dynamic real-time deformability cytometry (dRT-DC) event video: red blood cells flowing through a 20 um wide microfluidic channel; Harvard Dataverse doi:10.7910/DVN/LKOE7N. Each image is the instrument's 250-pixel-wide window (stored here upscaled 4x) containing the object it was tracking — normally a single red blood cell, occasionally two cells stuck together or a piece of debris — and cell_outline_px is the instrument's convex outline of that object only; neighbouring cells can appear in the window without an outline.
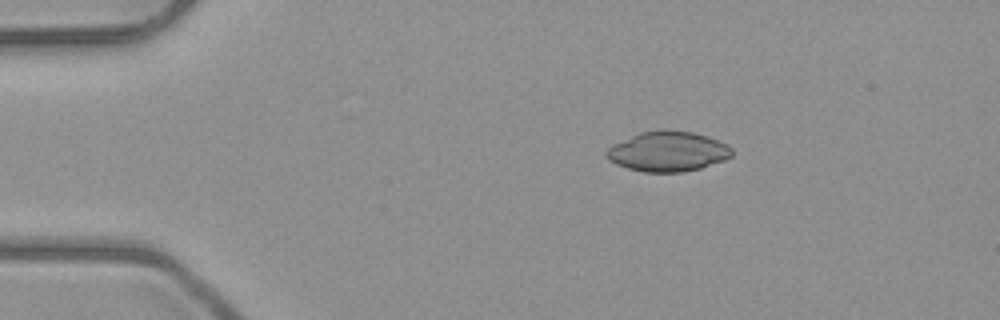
{"species": "common noctule bat (a hibernating species)", "species_latin": "Nyctalus noctula", "temperature_condition": "room temperature", "stored_images_in_passage": 3, "camera_frame_rate_fps": 3000, "um_per_image_px": 0.085, "animal": {"sex": "male", "body_mass_g": 23.1, "forearm_length_mm": 52.7}, "frame": {"image": 1, "passage_image": 1, "time_ms": 0.0, "image_size_px": [1000, 320], "cell_outline_px": [[732, 156], [724, 160], [700, 168], [684, 172], [644, 172], [628, 168], [616, 164], [608, 160], [604, 156], [604, 152], [612, 144], [640, 132], [692, 132], [708, 136], [728, 144], [732, 148]], "centroid_in_image_um": [56.75, 12.9], "position_along_channel_um": 28.2, "area_um2": 28.9}}